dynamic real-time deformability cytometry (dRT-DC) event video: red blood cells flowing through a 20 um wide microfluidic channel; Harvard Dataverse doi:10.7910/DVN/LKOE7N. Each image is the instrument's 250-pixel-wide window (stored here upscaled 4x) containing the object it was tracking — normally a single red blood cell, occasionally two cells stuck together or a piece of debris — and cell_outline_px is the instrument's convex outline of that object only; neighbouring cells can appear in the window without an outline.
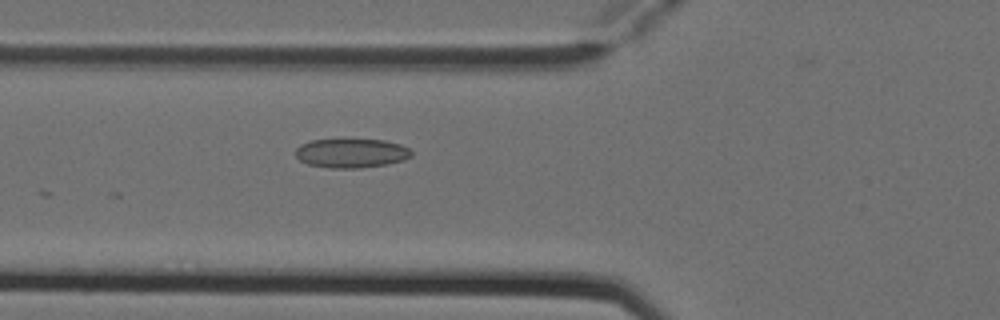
{"species": "Egyptian fruit bat (a non-hibernating species)", "species_latin": "Rousettus aegyptiacus", "temperature_condition": "cold", "stored_images_in_passage": 3, "camera_frame_rate_fps": 3000, "um_per_image_px": 0.085, "animal": {"sex": "female"}, "frame": {"image": 1, "passage_image": 3, "time_ms": 0.667, "image_size_px": [1000, 320], "cell_outline_px": [[412, 156], [404, 160], [388, 164], [360, 168], [328, 168], [308, 164], [300, 160], [296, 156], [296, 148], [300, 144], [312, 140], [384, 140], [400, 144], [408, 148], [412, 152]], "centroid_in_image_um": [29.87, 13.03], "position_along_channel_um": 95.9, "area_um2": 19.65}}